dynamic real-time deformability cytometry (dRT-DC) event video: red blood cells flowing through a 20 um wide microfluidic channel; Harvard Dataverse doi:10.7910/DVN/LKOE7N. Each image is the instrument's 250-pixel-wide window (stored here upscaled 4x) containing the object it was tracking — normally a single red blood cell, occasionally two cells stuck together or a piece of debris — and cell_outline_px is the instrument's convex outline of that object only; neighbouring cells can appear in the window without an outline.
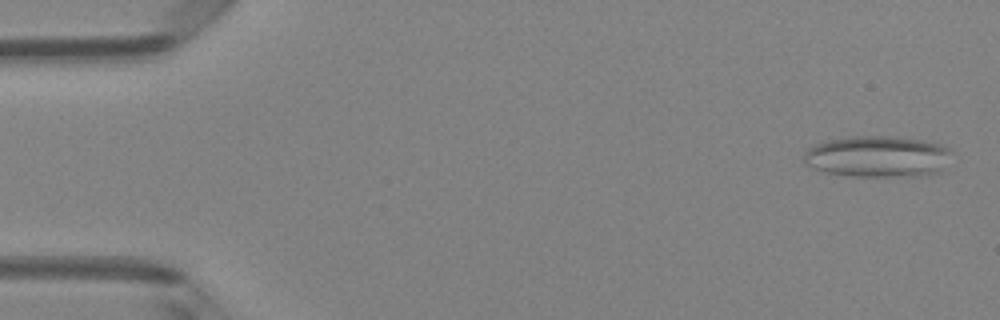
{"species": "Egyptian fruit bat (a non-hibernating species)", "species_latin": "Rousettus aegyptiacus", "temperature_condition": "room temperature", "stored_images_in_passage": 5, "camera_frame_rate_fps": 3000, "um_per_image_px": 0.085, "animal": {"sex": "female"}, "frame": {"image": 1, "passage_image": 1, "time_ms": 0.0, "image_size_px": [1000, 320], "cell_outline_px": [[948, 152], [940, 172], [920, 176], [852, 176], [824, 172], [812, 168], [804, 164], [804, 152], [808, 148], [816, 144], [828, 140], [848, 136], [892, 136], [924, 140], [944, 144], [948, 148]], "centroid_in_image_um": [74.54, 13.3], "position_along_channel_um": 10.5, "area_um2": 35.6}}